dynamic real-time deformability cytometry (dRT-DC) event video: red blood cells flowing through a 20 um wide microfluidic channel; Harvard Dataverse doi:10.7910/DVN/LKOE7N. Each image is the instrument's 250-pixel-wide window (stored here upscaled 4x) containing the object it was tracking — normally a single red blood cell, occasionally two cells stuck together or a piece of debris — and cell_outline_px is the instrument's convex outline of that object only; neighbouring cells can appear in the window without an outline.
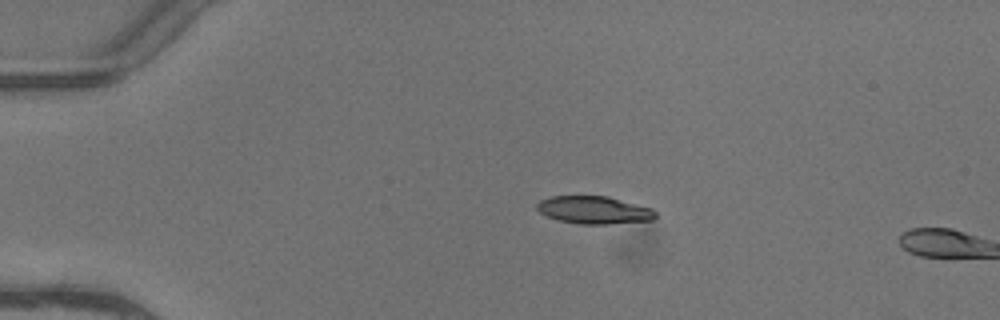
{"species": "common noctule bat (a hibernating species)", "species_latin": "Nyctalus noctula", "temperature_condition": "warm", "stored_images_in_passage": 4, "camera_frame_rate_fps": 3000, "um_per_image_px": 0.085, "animal": {"sex": "female"}, "frame": {"image": 1, "passage_image": 3, "time_ms": 0.667, "image_size_px": [1000, 320], "cell_outline_px": [[656, 216], [652, 220], [608, 224], [580, 224], [556, 220], [540, 212], [536, 208], [536, 204], [540, 200], [552, 196], [608, 196], [652, 208], [656, 212]], "centroid_in_image_um": [50.49, 17.85], "position_along_channel_um": 34.5, "area_um2": 19.13}}